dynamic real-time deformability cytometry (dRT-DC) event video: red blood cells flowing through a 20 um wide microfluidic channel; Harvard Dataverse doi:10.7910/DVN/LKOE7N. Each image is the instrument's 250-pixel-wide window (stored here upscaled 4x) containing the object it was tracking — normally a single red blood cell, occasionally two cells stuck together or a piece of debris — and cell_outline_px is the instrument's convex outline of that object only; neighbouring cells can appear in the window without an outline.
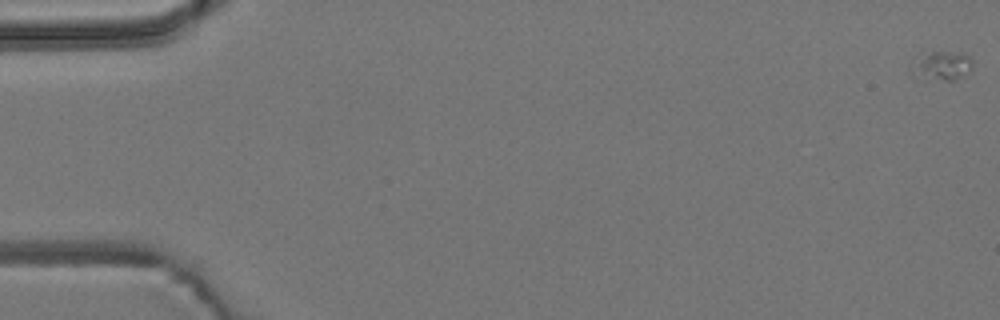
{"species": "common noctule bat (a hibernating species)", "species_latin": "Nyctalus noctula", "temperature_condition": "room temperature", "stored_images_in_passage": 9, "camera_frame_rate_fps": 3000, "um_per_image_px": 0.085, "animal": {"sex": "male", "body_mass_g": 19.2, "forearm_length_mm": 51.8}, "frame": {"image": 1, "passage_image": 1, "time_ms": 0.0, "image_size_px": [1000, 320], "cell_outline_px": [[972, 68], [960, 76], [952, 80], [928, 80], [912, 76], [908, 72], [908, 64], [920, 52], [964, 52], [972, 56]], "centroid_in_image_um": [79.91, 5.56], "position_along_channel_um": 5.1, "area_um2": 11.1}}